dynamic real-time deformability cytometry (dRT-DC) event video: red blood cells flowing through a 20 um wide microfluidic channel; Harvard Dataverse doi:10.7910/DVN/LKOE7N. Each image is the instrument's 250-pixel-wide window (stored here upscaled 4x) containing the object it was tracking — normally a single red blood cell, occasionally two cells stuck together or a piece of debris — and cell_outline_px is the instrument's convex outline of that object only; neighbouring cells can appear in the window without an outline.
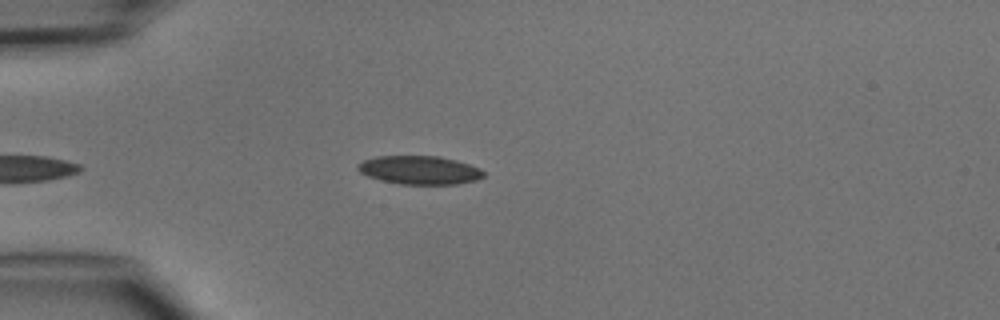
{"species": "common noctule bat (a hibernating species)", "species_latin": "Nyctalus noctula", "temperature_condition": "cold", "stored_images_in_passage": 2, "camera_frame_rate_fps": 3000, "um_per_image_px": 0.085, "animal": {"sex": "male", "body_mass_g": 15.6}, "frame": {"image": 1, "passage_image": 1, "time_ms": 0.0, "image_size_px": [1000, 320], "cell_outline_px": [[484, 176], [476, 180], [456, 184], [400, 184], [380, 180], [368, 176], [360, 172], [356, 168], [356, 164], [364, 160], [376, 156], [440, 156], [456, 160], [480, 168], [484, 172]], "centroid_in_image_um": [35.64, 14.45], "position_along_channel_um": 49.4, "area_um2": 20.92}}